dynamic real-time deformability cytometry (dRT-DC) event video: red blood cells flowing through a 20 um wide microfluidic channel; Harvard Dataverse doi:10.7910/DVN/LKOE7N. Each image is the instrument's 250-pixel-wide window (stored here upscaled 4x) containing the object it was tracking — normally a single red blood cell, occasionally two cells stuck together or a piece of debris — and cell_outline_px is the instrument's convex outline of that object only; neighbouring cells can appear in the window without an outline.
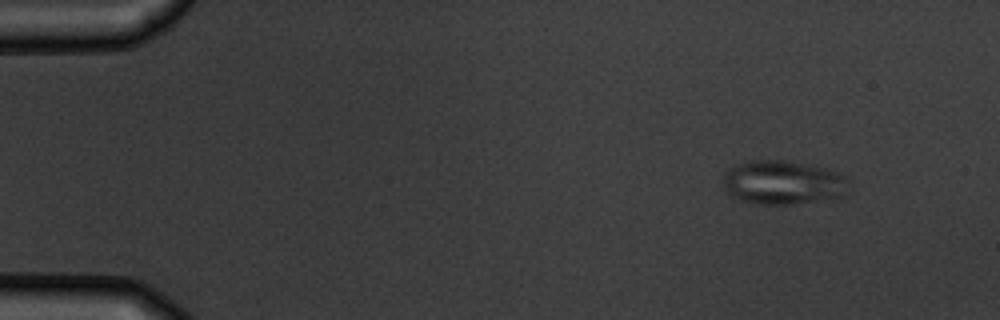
{"species": "common noctule bat (a hibernating species)", "species_latin": "Nyctalus noctula", "temperature_condition": "warm", "stored_images_in_passage": 4, "camera_frame_rate_fps": 3000, "um_per_image_px": 0.085, "animal": {"sex": "male", "body_mass_g": 19.5, "forearm_length_mm": 54.6}, "frame": {"image": 1, "passage_image": 1, "time_ms": 0.0, "image_size_px": [1000, 320], "cell_outline_px": [[848, 180], [840, 196], [792, 204], [752, 204], [740, 200], [732, 196], [724, 188], [724, 172], [736, 164], [752, 160], [788, 160], [824, 168], [844, 176]], "centroid_in_image_um": [66.45, 15.5], "position_along_channel_um": 18.6, "area_um2": 31.67}}